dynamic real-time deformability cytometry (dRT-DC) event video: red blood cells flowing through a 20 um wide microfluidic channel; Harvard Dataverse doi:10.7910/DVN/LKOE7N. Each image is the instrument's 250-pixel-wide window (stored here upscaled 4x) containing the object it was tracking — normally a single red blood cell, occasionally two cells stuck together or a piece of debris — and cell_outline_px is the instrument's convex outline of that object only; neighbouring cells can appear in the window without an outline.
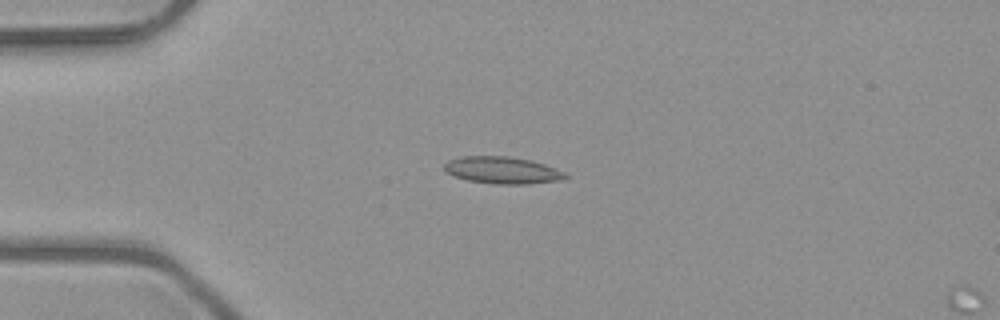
{"species": "common noctule bat (a hibernating species)", "species_latin": "Nyctalus noctula", "temperature_condition": "room temperature", "stored_images_in_passage": 15, "camera_frame_rate_fps": 3000, "um_per_image_px": 0.085, "animal": {"sex": "male", "body_mass_g": 23.1, "forearm_length_mm": 52.7}, "frame": {"image": 1, "passage_image": 13, "time_ms": 4.0, "image_size_px": [1000, 320], "cell_outline_px": [[568, 180], [528, 184], [496, 184], [468, 180], [444, 172], [444, 164], [448, 160], [460, 156], [508, 156], [532, 160], [544, 164], [564, 172], [568, 176]], "centroid_in_image_um": [42.73, 14.47], "position_along_channel_um": 42.3, "area_um2": 19.25}}